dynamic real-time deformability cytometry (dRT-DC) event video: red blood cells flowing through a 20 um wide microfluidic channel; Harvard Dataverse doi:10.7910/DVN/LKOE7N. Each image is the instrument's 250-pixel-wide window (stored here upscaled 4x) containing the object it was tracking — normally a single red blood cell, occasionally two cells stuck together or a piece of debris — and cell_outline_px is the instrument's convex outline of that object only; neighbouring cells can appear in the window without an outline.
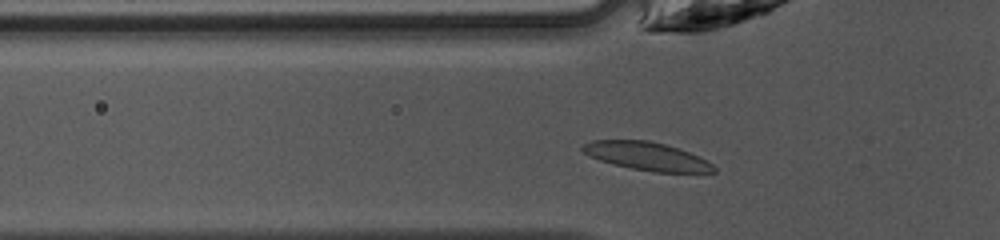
{"species": "common noctule bat (a hibernating species)", "species_latin": "Nyctalus noctula", "temperature_condition": "warm", "stored_images_in_passage": 34, "camera_frame_rate_fps": 3000, "um_per_image_px": 0.085, "animal": {"sex": "female", "body_mass_g": 10.0, "forearm_length_mm": 53.1}, "frame": {"image": 1, "passage_image": 3, "time_ms": 0.667, "image_size_px": [1000, 240], "cell_outline_px": [[716, 172], [652, 172], [632, 168], [600, 160], [584, 152], [580, 148], [584, 144], [592, 140], [648, 140], [664, 144], [688, 152], [712, 164], [716, 168]], "centroid_in_image_um": [54.97, 13.27], "position_along_channel_um": 70.8, "area_um2": 21.04}}
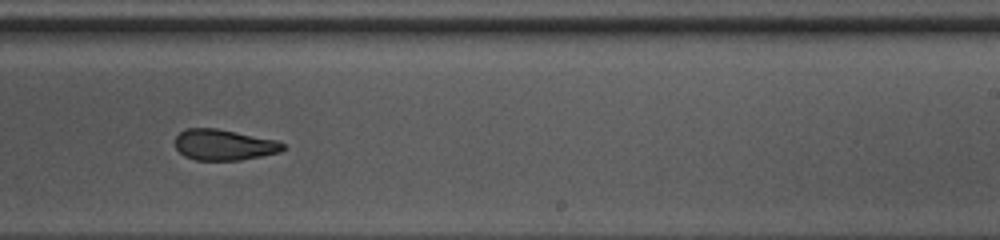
{"frame": {"image": 2, "passage_image": 17, "time_ms": 5.333, "image_size_px": [1000, 240], "cell_outline_px": [[284, 148], [280, 152], [240, 160], [196, 160], [184, 156], [176, 148], [176, 136], [184, 128], [216, 128], [276, 140], [284, 144]], "centroid_in_image_um": [19.01, 12.31], "position_along_channel_um": 270.0, "area_um2": 19.25}}
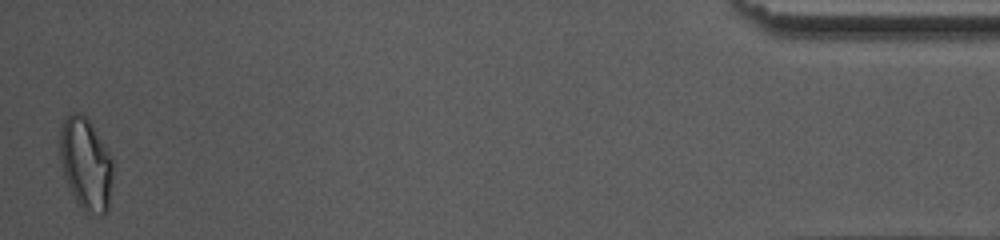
{"frame": {"image": 3, "passage_image": 34, "time_ms": 11.0, "image_size_px": [1000, 240], "cell_outline_px": [[112, 180], [108, 212], [104, 216], [100, 216], [84, 212], [72, 196], [68, 188], [64, 176], [60, 160], [60, 124], [72, 112], [84, 112], [92, 124], [108, 152], [112, 160]], "centroid_in_image_um": [7.28, 13.96], "position_along_channel_um": 427.9, "area_um2": 28.96}, "authors_computed_cell_mechanics": {"area_um2": 20.9814, "velocity_mm_per_s": 4.2425, "shape_relaxation_time_tau1_ms": 8.0113, "shape_relaxation_time_tau2_ms": 2.5559, "deformation_change_tau1": 0.2161, "deformation_change_tau2": 0.096}}